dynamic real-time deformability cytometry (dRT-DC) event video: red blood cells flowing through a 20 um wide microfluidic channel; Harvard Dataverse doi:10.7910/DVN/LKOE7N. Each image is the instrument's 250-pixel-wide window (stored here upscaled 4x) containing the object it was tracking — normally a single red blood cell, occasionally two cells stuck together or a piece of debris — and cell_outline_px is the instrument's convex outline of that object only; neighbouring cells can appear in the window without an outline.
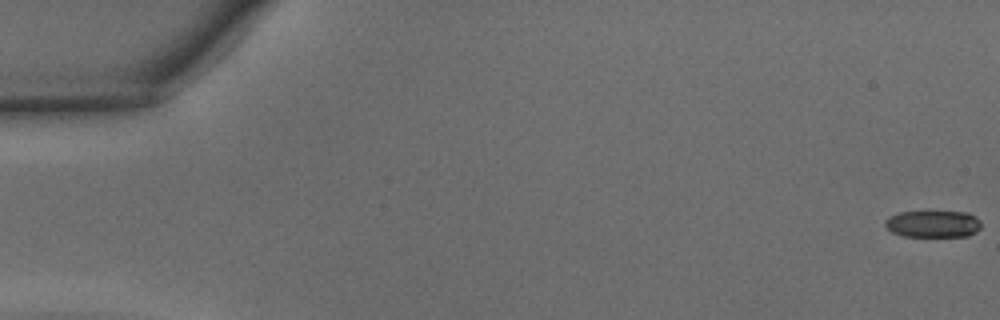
{"species": "common noctule bat (a hibernating species)", "species_latin": "Nyctalus noctula", "temperature_condition": "warm", "stored_images_in_passage": 47, "camera_frame_rate_fps": 3000, "um_per_image_px": 0.085, "animal": {"sex": "male", "body_mass_g": 15.6}, "frame": {"image": 1, "passage_image": 1, "time_ms": 0.0, "image_size_px": [1000, 320], "cell_outline_px": [[980, 228], [976, 232], [968, 236], [904, 236], [892, 232], [884, 224], [884, 220], [888, 216], [900, 212], [928, 208], [968, 212], [976, 216], [980, 220]], "centroid_in_image_um": [79.31, 18.96], "position_along_channel_um": 5.7, "area_um2": 16.07}}
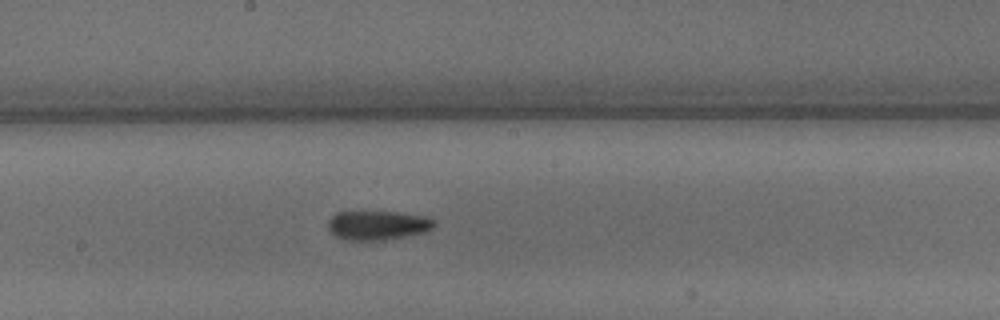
{"frame": {"image": 2, "passage_image": 26, "time_ms": 8.333, "image_size_px": [1000, 320], "cell_outline_px": [[436, 224], [432, 228], [424, 232], [384, 240], [344, 240], [328, 232], [328, 220], [336, 212], [352, 208], [396, 212], [424, 216], [432, 220]], "centroid_in_image_um": [31.98, 19.09], "position_along_channel_um": 216.2, "area_um2": 18.84}}
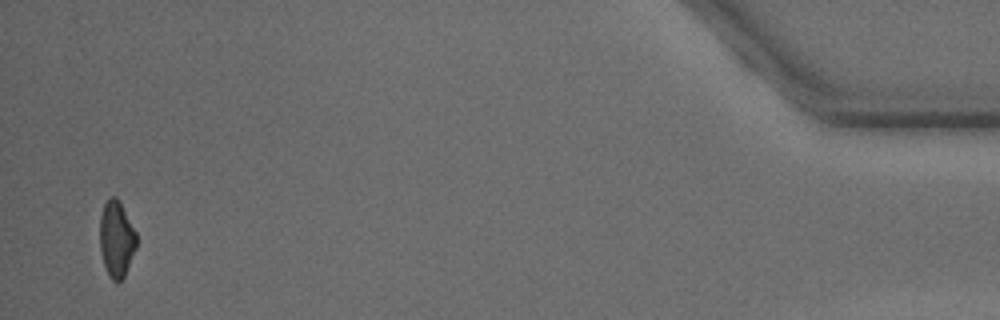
{"frame": {"image": 3, "passage_image": 46, "time_ms": 15.0, "image_size_px": [1000, 320], "cell_outline_px": [[136, 248], [124, 276], [116, 284], [108, 276], [100, 252], [100, 216], [104, 204], [112, 196], [116, 196], [120, 200], [136, 232]], "centroid_in_image_um": [9.89, 20.31], "position_along_channel_um": 425.3, "area_um2": 16.36}}